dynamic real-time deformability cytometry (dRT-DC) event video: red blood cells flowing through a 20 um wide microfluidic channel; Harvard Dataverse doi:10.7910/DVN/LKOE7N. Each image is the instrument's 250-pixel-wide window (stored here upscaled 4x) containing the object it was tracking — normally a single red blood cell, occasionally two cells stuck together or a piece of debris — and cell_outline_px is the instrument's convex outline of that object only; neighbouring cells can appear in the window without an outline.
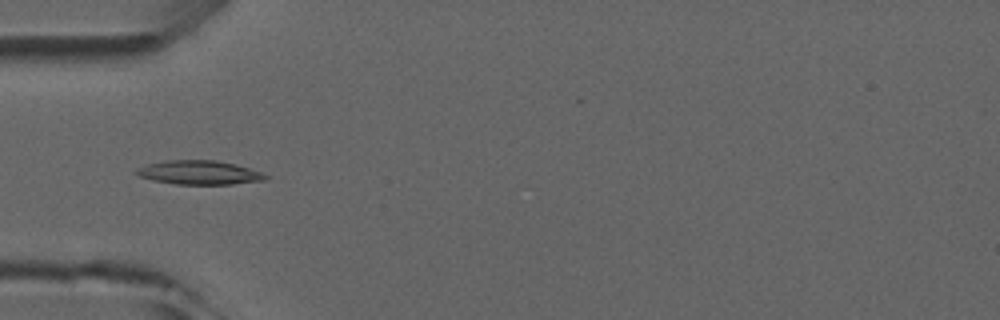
{"species": "common noctule bat (a hibernating species)", "species_latin": "Nyctalus noctula", "temperature_condition": "room temperature", "stored_images_in_passage": 3, "camera_frame_rate_fps": 3000, "um_per_image_px": 0.085, "animal": {"sex": "male", "forearm_length_mm": 52.5}, "frame": {"image": 1, "passage_image": 3, "time_ms": 2.333, "image_size_px": [1000, 320], "cell_outline_px": [[268, 176], [264, 180], [232, 184], [176, 184], [152, 180], [140, 176], [132, 172], [136, 168], [148, 164], [164, 160], [216, 160], [236, 164], [264, 172]], "centroid_in_image_um": [16.92, 14.66], "position_along_channel_um": 68.1, "area_um2": 18.15}}